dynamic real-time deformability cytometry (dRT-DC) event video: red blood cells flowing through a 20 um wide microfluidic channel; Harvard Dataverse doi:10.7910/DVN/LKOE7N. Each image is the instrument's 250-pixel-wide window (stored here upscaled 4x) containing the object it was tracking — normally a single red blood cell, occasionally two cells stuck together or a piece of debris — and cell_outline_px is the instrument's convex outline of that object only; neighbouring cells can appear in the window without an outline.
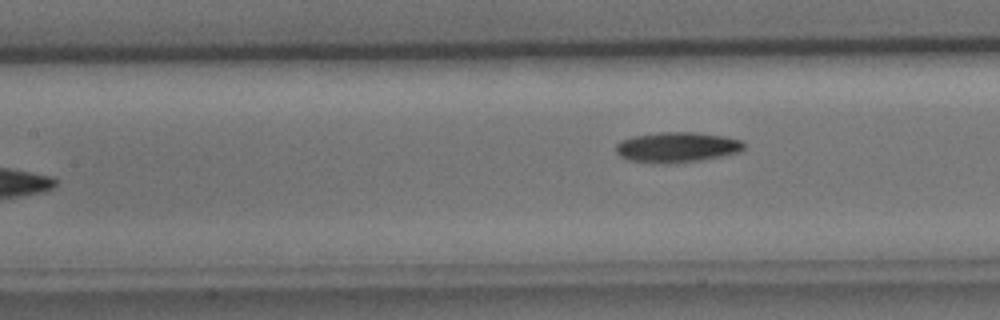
{"species": "common noctule bat (a hibernating species)", "species_latin": "Nyctalus noctula", "temperature_condition": "cold", "stored_images_in_passage": 6, "camera_frame_rate_fps": 3000, "um_per_image_px": 0.085, "animal": {"sex": "male", "body_mass_g": 15.6}, "frame": {"image": 1, "passage_image": 6, "time_ms": 6.0, "image_size_px": [1000, 320], "cell_outline_px": [[744, 148], [740, 152], [700, 160], [628, 160], [620, 156], [616, 152], [616, 144], [620, 140], [632, 136], [660, 132], [696, 132], [724, 136], [744, 140]], "centroid_in_image_um": [57.59, 12.44], "position_along_channel_um": 149.8, "area_um2": 21.68}}